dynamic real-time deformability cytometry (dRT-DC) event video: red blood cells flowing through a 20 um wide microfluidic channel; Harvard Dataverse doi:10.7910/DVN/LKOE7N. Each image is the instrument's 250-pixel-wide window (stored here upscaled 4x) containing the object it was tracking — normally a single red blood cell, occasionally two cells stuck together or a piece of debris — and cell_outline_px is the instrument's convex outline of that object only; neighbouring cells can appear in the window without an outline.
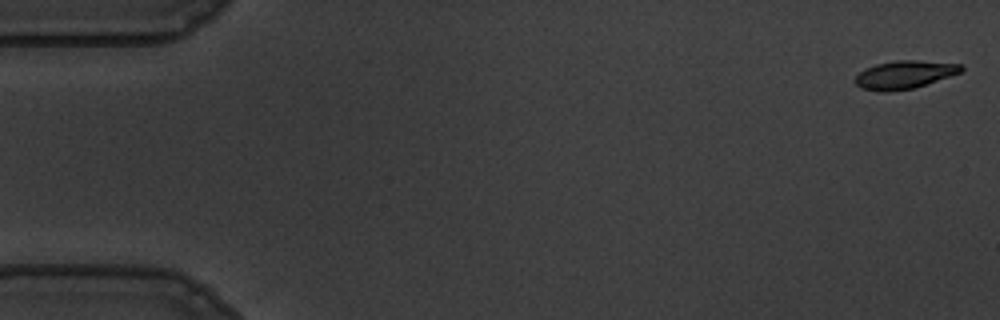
{"species": "common noctule bat (a hibernating species)", "species_latin": "Nyctalus noctula", "temperature_condition": "warm", "stored_images_in_passage": 53, "camera_frame_rate_fps": 3000, "um_per_image_px": 0.085, "animal": {"sex": "male", "body_mass_g": 19.5, "forearm_length_mm": 54.6}, "frame": {"image": 1, "passage_image": 1, "time_ms": 0.0, "image_size_px": [1000, 320], "cell_outline_px": [[964, 68], [960, 72], [912, 88], [888, 92], [876, 92], [860, 88], [856, 84], [856, 76], [864, 68], [876, 64], [896, 60], [916, 60], [960, 64]], "centroid_in_image_um": [76.81, 6.35], "position_along_channel_um": 8.2, "area_um2": 17.11}}
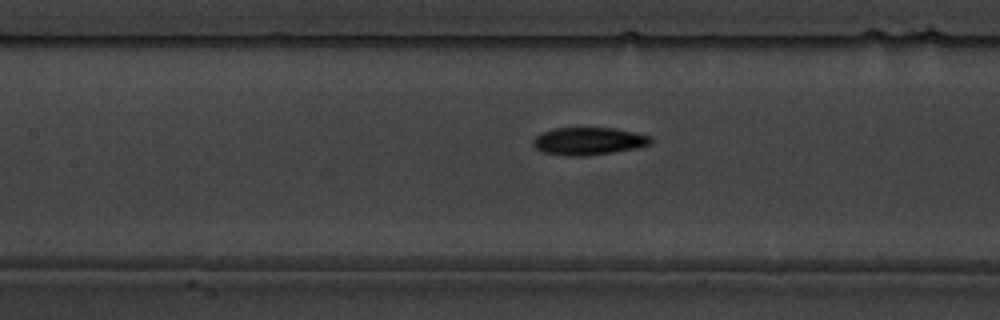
{"frame": {"image": 2, "passage_image": 25, "time_ms": 8.0, "image_size_px": [1000, 320], "cell_outline_px": [[652, 144], [636, 148], [588, 156], [564, 156], [544, 152], [536, 148], [532, 144], [532, 140], [536, 136], [552, 128], [616, 128], [636, 132], [652, 136]], "centroid_in_image_um": [50.05, 11.99], "position_along_channel_um": 157.3, "area_um2": 19.07}}
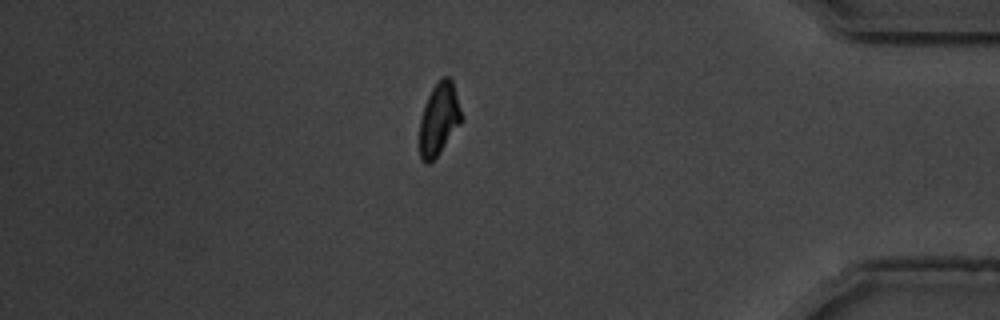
{"frame": {"image": 3, "passage_image": 48, "time_ms": 15.667, "image_size_px": [1000, 320], "cell_outline_px": [[464, 120], [440, 152], [428, 164], [424, 164], [420, 160], [420, 120], [428, 96], [432, 88], [444, 76], [448, 76], [452, 80], [464, 116]], "centroid_in_image_um": [37.35, 10.14], "position_along_channel_um": 397.9, "area_um2": 17.74}, "authors_computed_cell_mechanics": {"area_um2": 18.3226, "velocity_mm_per_s": 3.588, "shape_relaxation_time_tau1_ms": 2.9197, "shape_relaxation_time_tau2_ms": 4.2806, "deformation_change_tau1": 0.157, "deformation_change_tau2": 0.0857}}